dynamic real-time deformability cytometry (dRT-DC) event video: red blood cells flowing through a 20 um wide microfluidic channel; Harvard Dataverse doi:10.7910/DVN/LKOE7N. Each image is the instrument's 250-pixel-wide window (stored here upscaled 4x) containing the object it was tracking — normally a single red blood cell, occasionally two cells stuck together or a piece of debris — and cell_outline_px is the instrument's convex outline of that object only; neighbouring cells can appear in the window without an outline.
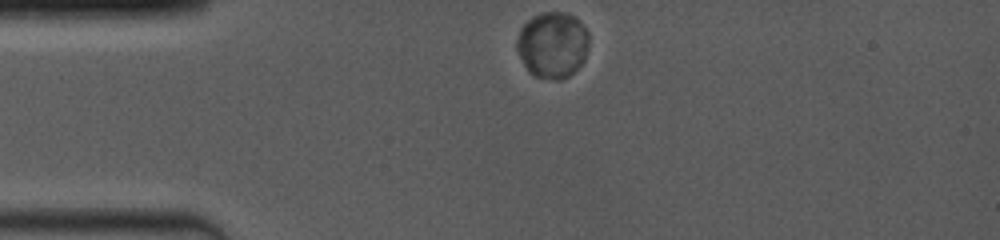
{"species": "common noctule bat (a hibernating species)", "species_latin": "Nyctalus noctula", "temperature_condition": "room temperature", "stored_images_in_passage": 58, "camera_frame_rate_fps": 4000, "um_per_image_px": 0.085, "animal": {"sex": "female", "body_mass_g": 19.0, "forearm_length_mm": 53.3}, "frame": {"image": 1, "passage_image": 1, "time_ms": 0.0, "image_size_px": [1000, 240], "cell_outline_px": [[588, 44], [584, 60], [568, 76], [560, 80], [556, 80], [536, 76], [528, 72], [516, 48], [516, 40], [520, 28], [532, 16], [540, 12], [564, 12], [580, 20], [588, 32]], "centroid_in_image_um": [46.95, 3.79], "position_along_channel_um": 38.1, "area_um2": 27.8}}
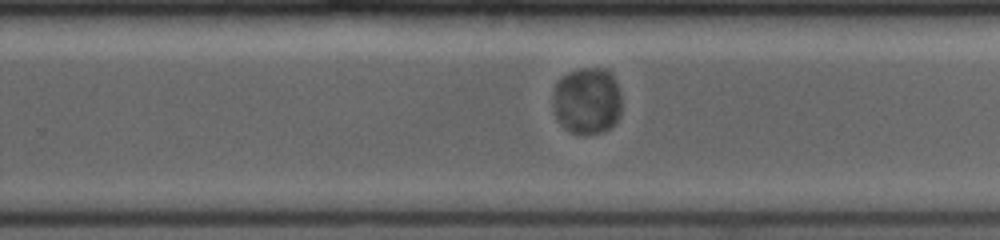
{"frame": {"image": 2, "passage_image": 27, "time_ms": 7.25, "image_size_px": [1000, 240], "cell_outline_px": [[620, 116], [608, 128], [600, 132], [572, 132], [564, 128], [556, 116], [552, 100], [552, 96], [556, 80], [560, 76], [568, 72], [580, 68], [608, 68], [612, 72], [620, 92]], "centroid_in_image_um": [49.88, 8.49], "position_along_channel_um": 279.9, "area_um2": 26.82}}
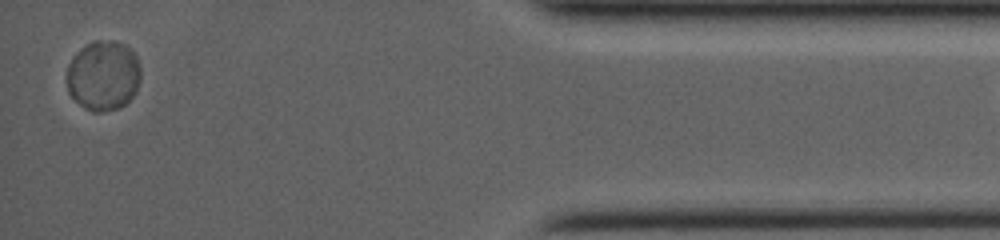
{"frame": {"image": 3, "passage_image": 54, "time_ms": 12.25, "image_size_px": [1000, 240], "cell_outline_px": [[140, 80], [136, 92], [124, 104], [116, 108], [100, 112], [92, 112], [84, 108], [68, 92], [68, 64], [72, 56], [76, 52], [92, 40], [112, 40], [124, 44], [136, 56], [140, 64]], "centroid_in_image_um": [8.78, 6.41], "position_along_channel_um": 426.4, "area_um2": 30.11}}